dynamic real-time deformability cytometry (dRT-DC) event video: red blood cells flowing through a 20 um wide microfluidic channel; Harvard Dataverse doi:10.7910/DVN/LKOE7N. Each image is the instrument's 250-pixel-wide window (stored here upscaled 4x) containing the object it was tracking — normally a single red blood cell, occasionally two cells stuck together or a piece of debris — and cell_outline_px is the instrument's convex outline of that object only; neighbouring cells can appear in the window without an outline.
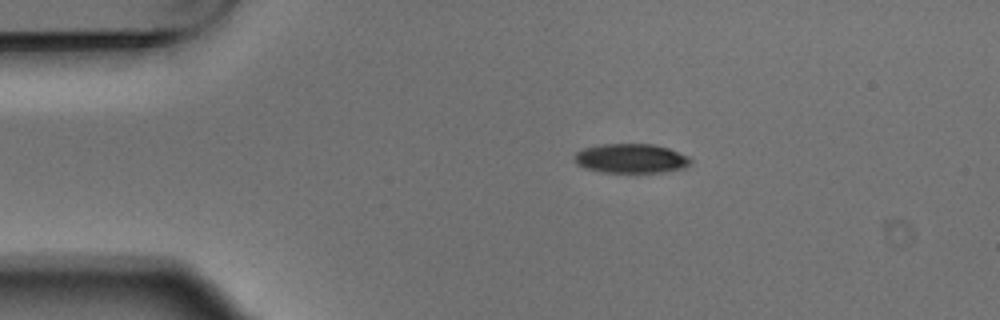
{"species": "Egyptian fruit bat (a non-hibernating species)", "species_latin": "Rousettus aegyptiacus", "temperature_condition": "warm", "stored_images_in_passage": 4, "camera_frame_rate_fps": 3000, "um_per_image_px": 0.085, "animal": {"sex": "male"}, "frame": {"image": 1, "passage_image": 2, "time_ms": 0.333, "image_size_px": [1000, 320], "cell_outline_px": [[692, 164], [684, 168], [660, 172], [604, 172], [584, 168], [576, 164], [572, 156], [576, 152], [584, 148], [600, 144], [656, 144], [668, 148], [688, 156], [692, 160]], "centroid_in_image_um": [53.62, 13.46], "position_along_channel_um": 31.4, "area_um2": 20.0}}
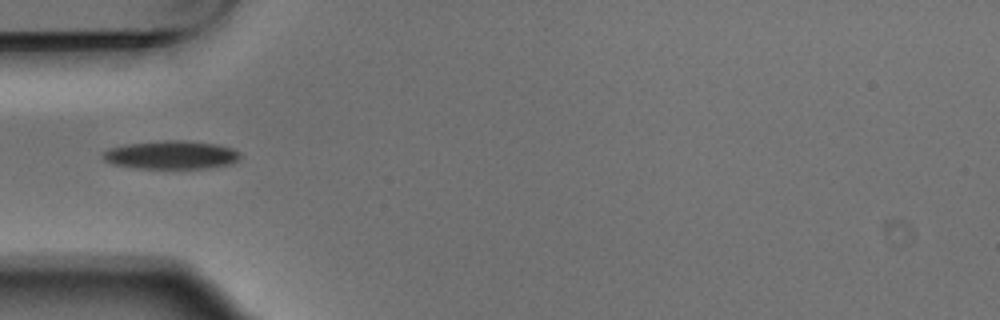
{"frame": {"image": 2, "passage_image": 4, "time_ms": 1.0, "image_size_px": [1000, 320], "cell_outline_px": [[240, 156], [232, 164], [208, 168], [136, 168], [112, 164], [104, 160], [100, 156], [108, 148], [128, 144], [168, 140], [180, 140], [216, 144], [232, 148], [240, 152]], "centroid_in_image_um": [14.54, 13.17], "position_along_channel_um": 70.5, "area_um2": 22.6}}